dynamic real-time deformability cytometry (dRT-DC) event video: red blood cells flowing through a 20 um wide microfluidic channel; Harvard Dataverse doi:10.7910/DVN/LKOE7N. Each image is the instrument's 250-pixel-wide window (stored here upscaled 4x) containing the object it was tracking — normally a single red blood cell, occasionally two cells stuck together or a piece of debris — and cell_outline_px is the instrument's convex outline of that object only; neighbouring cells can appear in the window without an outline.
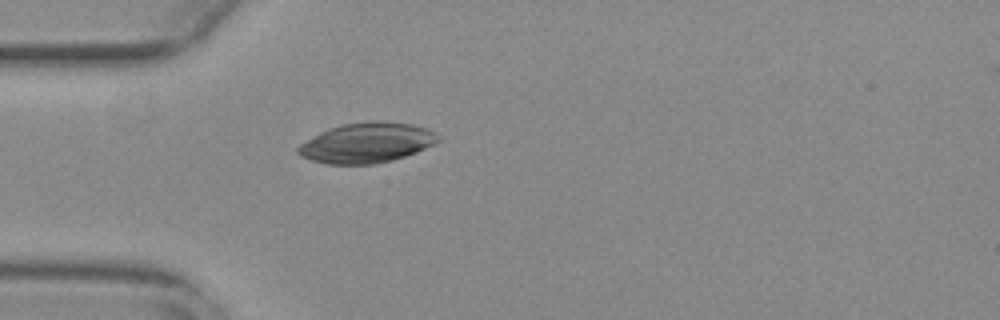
{"species": "common noctule bat (a hibernating species)", "species_latin": "Nyctalus noctula", "temperature_condition": "warm", "stored_images_in_passage": 40, "camera_frame_rate_fps": 3000, "um_per_image_px": 0.085, "animal": {"sex": "female", "body_mass_g": 29.2, "forearm_length_mm": 56.3}, "frame": {"image": 1, "passage_image": 1, "time_ms": 0.0, "image_size_px": [1000, 320], "cell_outline_px": [[440, 140], [416, 152], [392, 160], [376, 164], [328, 164], [312, 160], [300, 156], [296, 152], [296, 148], [300, 144], [320, 132], [328, 128], [344, 124], [368, 120], [384, 120], [412, 124], [428, 128], [436, 132], [440, 136]], "centroid_in_image_um": [31.18, 12.12], "position_along_channel_um": 53.8, "area_um2": 32.95}}
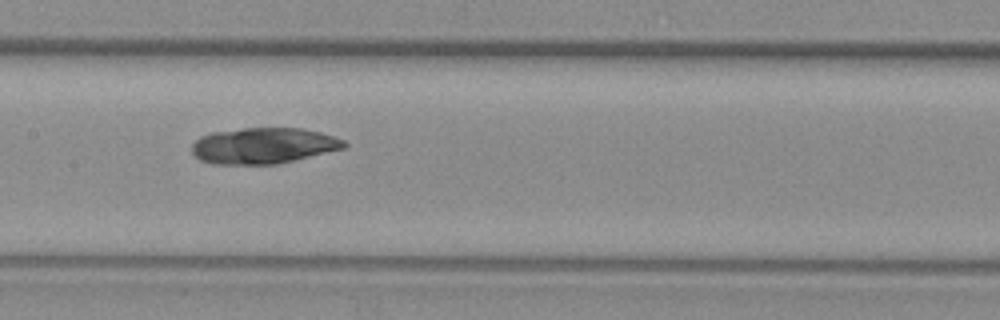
{"frame": {"image": 2, "passage_image": 12, "time_ms": 3.667, "image_size_px": [1000, 320], "cell_outline_px": [[348, 144], [344, 148], [276, 164], [212, 164], [200, 160], [192, 152], [192, 144], [200, 136], [212, 132], [244, 128], [300, 128], [320, 132], [344, 140]], "centroid_in_image_um": [22.36, 12.38], "position_along_channel_um": 185.0, "area_um2": 31.73}}
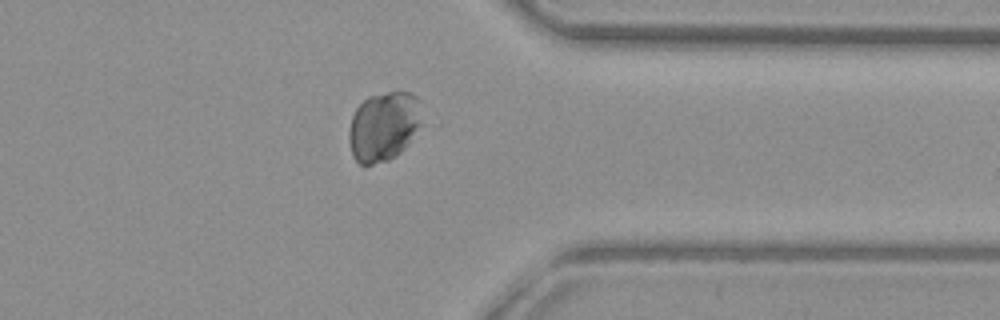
{"frame": {"image": 3, "passage_image": 28, "time_ms": 9.0, "image_size_px": [1000, 320], "cell_outline_px": [[424, 124], [404, 148], [396, 156], [388, 160], [372, 164], [360, 164], [352, 156], [348, 140], [348, 132], [352, 116], [356, 108], [368, 96], [400, 88], [412, 92], [420, 100]], "centroid_in_image_um": [32.66, 10.68], "position_along_channel_um": 378.7, "area_um2": 30.52}}